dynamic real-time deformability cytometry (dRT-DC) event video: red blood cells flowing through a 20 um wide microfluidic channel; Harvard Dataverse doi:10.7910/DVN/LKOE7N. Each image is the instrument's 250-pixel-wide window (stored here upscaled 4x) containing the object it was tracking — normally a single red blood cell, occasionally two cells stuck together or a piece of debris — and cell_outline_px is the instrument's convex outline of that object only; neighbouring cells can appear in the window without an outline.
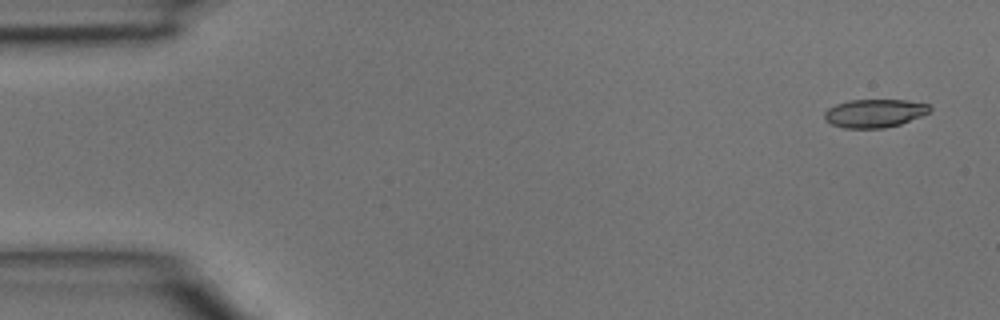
{"species": "common noctule bat (a hibernating species)", "species_latin": "Nyctalus noctula", "temperature_condition": "room temperature", "stored_images_in_passage": 3, "camera_frame_rate_fps": 3000, "um_per_image_px": 0.085, "animal": {"sex": "male", "body_mass_g": 15.6}, "frame": {"image": 1, "passage_image": 1, "time_ms": 0.0, "image_size_px": [1000, 320], "cell_outline_px": [[932, 108], [928, 112], [920, 116], [900, 124], [884, 128], [844, 128], [832, 124], [824, 120], [824, 112], [828, 108], [836, 104], [848, 100], [904, 100], [928, 104]], "centroid_in_image_um": [74.29, 9.62], "position_along_channel_um": 10.7, "area_um2": 17.28}}